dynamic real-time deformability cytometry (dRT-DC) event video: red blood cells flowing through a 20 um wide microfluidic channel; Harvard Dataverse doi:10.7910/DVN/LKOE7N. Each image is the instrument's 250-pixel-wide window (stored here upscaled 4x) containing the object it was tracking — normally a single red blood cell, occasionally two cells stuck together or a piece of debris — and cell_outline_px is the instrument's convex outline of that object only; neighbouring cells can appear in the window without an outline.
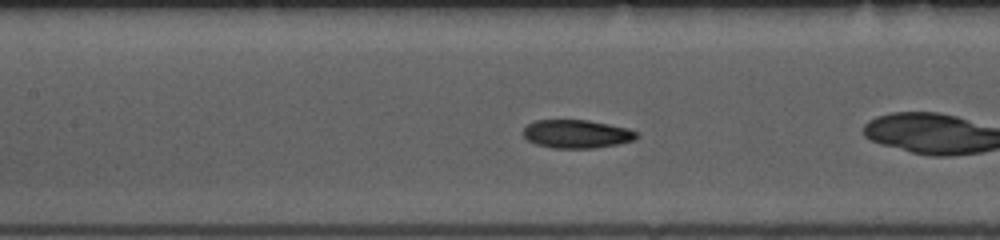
{"species": "common noctule bat (a hibernating species)", "species_latin": "Nyctalus noctula", "temperature_condition": "room temperature", "stored_images_in_passage": 27, "camera_frame_rate_fps": 3000, "um_per_image_px": 0.085, "animal": {"sex": "female", "body_mass_g": 10.0, "forearm_length_mm": 53.1}, "frame": {"image": 1, "passage_image": 8, "time_ms": 2.333, "image_size_px": [1000, 240], "cell_outline_px": [[640, 136], [632, 140], [616, 144], [592, 148], [552, 148], [536, 144], [528, 140], [524, 136], [524, 128], [528, 124], [536, 120], [588, 120], [628, 128], [636, 132]], "centroid_in_image_um": [49.01, 11.38], "position_along_channel_um": 158.4, "area_um2": 18.55}, "authors_computed_cell_mechanics": {"area_um2": 18.7272, "velocity_mm_per_s": 3.7752, "shape_relaxation_time_tau1_ms": 3.6028, "shape_relaxation_time_tau2_ms": 2.591, "deformation_change_tau1": 0.1062, "deformation_change_tau2": 0.0673}}